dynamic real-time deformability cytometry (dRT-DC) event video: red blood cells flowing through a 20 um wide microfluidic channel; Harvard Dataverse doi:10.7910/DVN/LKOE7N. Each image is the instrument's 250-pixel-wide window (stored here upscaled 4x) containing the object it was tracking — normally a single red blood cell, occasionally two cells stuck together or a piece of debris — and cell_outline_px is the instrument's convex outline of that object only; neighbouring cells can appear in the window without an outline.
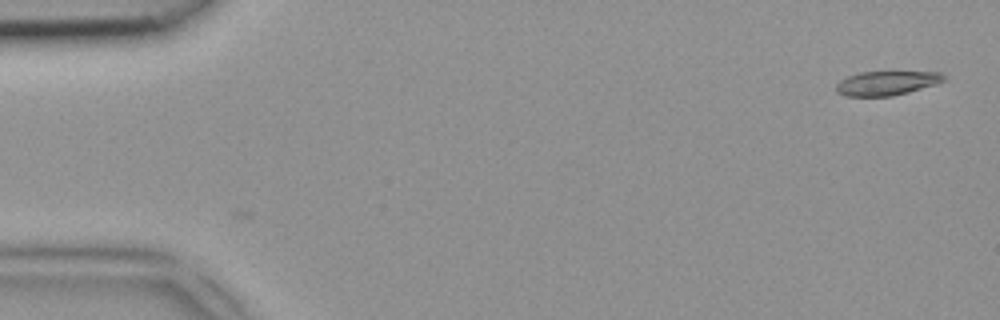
{"species": "common noctule bat (a hibernating species)", "species_latin": "Nyctalus noctula", "temperature_condition": "room temperature", "stored_images_in_passage": 3, "camera_frame_rate_fps": 3000, "um_per_image_px": 0.085, "animal": {"sex": "female", "body_mass_g": 18.4}, "frame": {"image": 1, "passage_image": 3, "time_ms": 0.667, "image_size_px": [1000, 320], "cell_outline_px": [[948, 80], [936, 84], [908, 92], [892, 96], [844, 96], [836, 92], [836, 84], [840, 80], [848, 76], [860, 72], [888, 68], [940, 72]], "centroid_in_image_um": [75.41, 6.99], "position_along_channel_um": 9.6, "area_um2": 16.36}}